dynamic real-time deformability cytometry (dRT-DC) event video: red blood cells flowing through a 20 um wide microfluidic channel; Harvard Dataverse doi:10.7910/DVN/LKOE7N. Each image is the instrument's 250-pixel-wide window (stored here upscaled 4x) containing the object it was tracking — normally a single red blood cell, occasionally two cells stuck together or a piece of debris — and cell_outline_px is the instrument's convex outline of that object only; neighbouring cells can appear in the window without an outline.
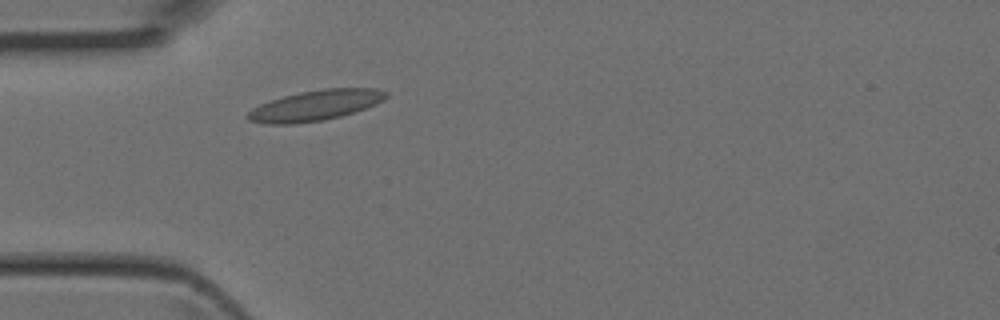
{"species": "Egyptian fruit bat (a non-hibernating species)", "species_latin": "Rousettus aegyptiacus", "temperature_condition": "room temperature", "stored_images_in_passage": 2, "camera_frame_rate_fps": 3000, "um_per_image_px": 0.085, "animal": {"sex": "female"}, "frame": {"image": 1, "passage_image": 2, "time_ms": 0.333, "image_size_px": [1000, 320], "cell_outline_px": [[388, 96], [384, 100], [376, 104], [340, 116], [324, 120], [292, 124], [264, 124], [248, 120], [244, 116], [252, 108], [260, 104], [284, 96], [300, 92], [324, 88], [376, 88], [388, 92]], "centroid_in_image_um": [26.79, 8.96], "position_along_channel_um": 58.2, "area_um2": 24.51}}